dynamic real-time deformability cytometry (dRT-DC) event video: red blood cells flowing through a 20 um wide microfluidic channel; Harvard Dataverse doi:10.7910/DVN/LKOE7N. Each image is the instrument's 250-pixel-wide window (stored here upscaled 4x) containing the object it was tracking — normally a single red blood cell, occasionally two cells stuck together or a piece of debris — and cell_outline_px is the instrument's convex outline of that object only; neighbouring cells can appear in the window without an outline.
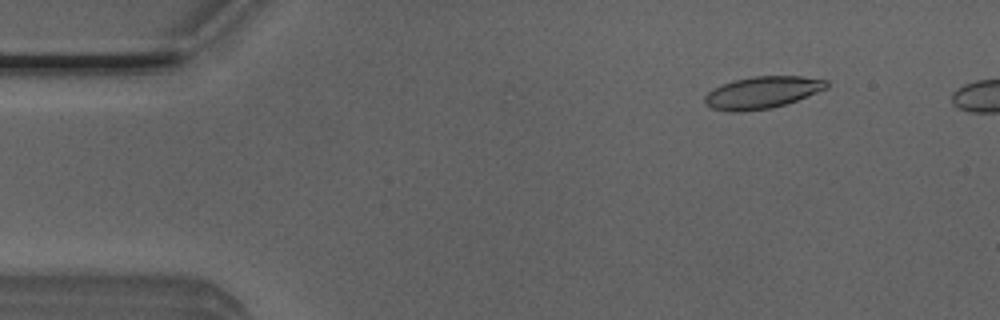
{"species": "Egyptian fruit bat (a non-hibernating species)", "species_latin": "Rousettus aegyptiacus", "temperature_condition": "room temperature", "stored_images_in_passage": 46, "camera_frame_rate_fps": 3000, "um_per_image_px": 0.085, "animal": {"sex": "male"}, "frame": {"image": 1, "passage_image": 6, "time_ms": 1.667, "image_size_px": [1000, 320], "cell_outline_px": [[828, 88], [796, 100], [784, 104], [768, 108], [740, 112], [728, 112], [712, 108], [704, 104], [704, 96], [712, 88], [732, 80], [752, 76], [800, 76], [828, 80]], "centroid_in_image_um": [64.74, 7.85], "position_along_channel_um": 20.3, "area_um2": 22.77}}
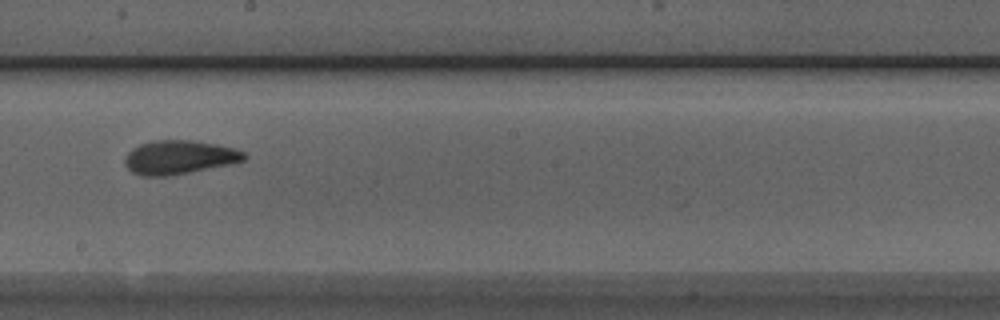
{"frame": {"image": 2, "passage_image": 28, "time_ms": 9.0, "image_size_px": [1000, 320], "cell_outline_px": [[248, 156], [244, 160], [232, 164], [168, 176], [140, 176], [132, 172], [124, 164], [124, 160], [128, 152], [132, 148], [140, 144], [152, 140], [192, 140], [216, 144], [236, 148], [244, 152]], "centroid_in_image_um": [15.24, 13.37], "position_along_channel_um": 233.0, "area_um2": 23.7}}
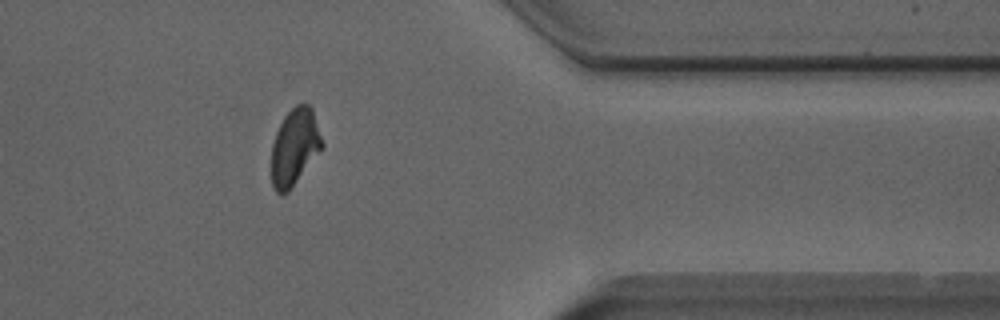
{"frame": {"image": 3, "passage_image": 41, "time_ms": 13.333, "image_size_px": [1000, 320], "cell_outline_px": [[324, 144], [288, 192], [276, 192], [272, 188], [272, 144], [276, 132], [284, 116], [296, 104], [308, 104], [312, 108]], "centroid_in_image_um": [25.03, 12.46], "position_along_channel_um": 386.4, "area_um2": 22.14}, "authors_computed_cell_mechanics": {"area_um2": 22.8599, "velocity_mm_per_s": 4.0153, "shape_relaxation_time_tau1_ms": 5.3558, "shape_relaxation_time_tau2_ms": 2.2138, "deformation_change_tau1": 0.1688, "deformation_change_tau2": 0.082}}